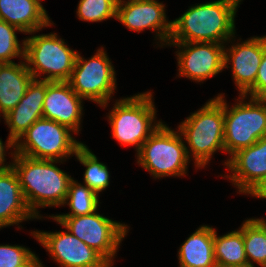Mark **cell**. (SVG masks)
Wrapping results in <instances>:
<instances>
[{"mask_svg": "<svg viewBox=\"0 0 266 267\" xmlns=\"http://www.w3.org/2000/svg\"><path fill=\"white\" fill-rule=\"evenodd\" d=\"M178 46L179 76L201 82L224 69V44L215 42L168 43Z\"/></svg>", "mask_w": 266, "mask_h": 267, "instance_id": "obj_12", "label": "cell"}, {"mask_svg": "<svg viewBox=\"0 0 266 267\" xmlns=\"http://www.w3.org/2000/svg\"><path fill=\"white\" fill-rule=\"evenodd\" d=\"M32 79L25 62L0 63V114L16 107Z\"/></svg>", "mask_w": 266, "mask_h": 267, "instance_id": "obj_20", "label": "cell"}, {"mask_svg": "<svg viewBox=\"0 0 266 267\" xmlns=\"http://www.w3.org/2000/svg\"><path fill=\"white\" fill-rule=\"evenodd\" d=\"M64 204L69 205L72 212L61 215L57 214L53 217L90 215L97 210L99 206V198L98 195L89 187L86 185L83 186L72 179L69 184V189Z\"/></svg>", "mask_w": 266, "mask_h": 267, "instance_id": "obj_25", "label": "cell"}, {"mask_svg": "<svg viewBox=\"0 0 266 267\" xmlns=\"http://www.w3.org/2000/svg\"><path fill=\"white\" fill-rule=\"evenodd\" d=\"M229 109V110H228ZM266 137V98L239 101L229 108L224 100V149L232 156Z\"/></svg>", "mask_w": 266, "mask_h": 267, "instance_id": "obj_8", "label": "cell"}, {"mask_svg": "<svg viewBox=\"0 0 266 267\" xmlns=\"http://www.w3.org/2000/svg\"><path fill=\"white\" fill-rule=\"evenodd\" d=\"M237 267H255V266H254V265H252V264H246V265L237 266Z\"/></svg>", "mask_w": 266, "mask_h": 267, "instance_id": "obj_32", "label": "cell"}, {"mask_svg": "<svg viewBox=\"0 0 266 267\" xmlns=\"http://www.w3.org/2000/svg\"><path fill=\"white\" fill-rule=\"evenodd\" d=\"M214 258L217 267H237L248 264L242 226L223 236L214 230Z\"/></svg>", "mask_w": 266, "mask_h": 267, "instance_id": "obj_22", "label": "cell"}, {"mask_svg": "<svg viewBox=\"0 0 266 267\" xmlns=\"http://www.w3.org/2000/svg\"><path fill=\"white\" fill-rule=\"evenodd\" d=\"M46 95V80L32 79L24 96L14 109L4 115L6 124L10 128L7 139L8 148H14L15 142L37 120L43 118V102Z\"/></svg>", "mask_w": 266, "mask_h": 267, "instance_id": "obj_17", "label": "cell"}, {"mask_svg": "<svg viewBox=\"0 0 266 267\" xmlns=\"http://www.w3.org/2000/svg\"><path fill=\"white\" fill-rule=\"evenodd\" d=\"M57 36L56 33L41 34L24 40V60L33 79H38L41 73H47V76L40 80H69L78 52L71 50Z\"/></svg>", "mask_w": 266, "mask_h": 267, "instance_id": "obj_6", "label": "cell"}, {"mask_svg": "<svg viewBox=\"0 0 266 267\" xmlns=\"http://www.w3.org/2000/svg\"><path fill=\"white\" fill-rule=\"evenodd\" d=\"M164 5L156 0H119L116 19L128 29L140 32L145 28L156 31V37L168 44L172 22H167Z\"/></svg>", "mask_w": 266, "mask_h": 267, "instance_id": "obj_13", "label": "cell"}, {"mask_svg": "<svg viewBox=\"0 0 266 267\" xmlns=\"http://www.w3.org/2000/svg\"><path fill=\"white\" fill-rule=\"evenodd\" d=\"M40 1L0 0V19L27 34L50 26L53 23Z\"/></svg>", "mask_w": 266, "mask_h": 267, "instance_id": "obj_19", "label": "cell"}, {"mask_svg": "<svg viewBox=\"0 0 266 267\" xmlns=\"http://www.w3.org/2000/svg\"><path fill=\"white\" fill-rule=\"evenodd\" d=\"M20 31L17 27L8 24L0 19V63H13L15 57L24 59V40L22 47L17 40L16 32Z\"/></svg>", "mask_w": 266, "mask_h": 267, "instance_id": "obj_28", "label": "cell"}, {"mask_svg": "<svg viewBox=\"0 0 266 267\" xmlns=\"http://www.w3.org/2000/svg\"><path fill=\"white\" fill-rule=\"evenodd\" d=\"M248 94L251 98H266V48L258 68L255 84L244 95H240L239 98L243 100Z\"/></svg>", "mask_w": 266, "mask_h": 267, "instance_id": "obj_29", "label": "cell"}, {"mask_svg": "<svg viewBox=\"0 0 266 267\" xmlns=\"http://www.w3.org/2000/svg\"><path fill=\"white\" fill-rule=\"evenodd\" d=\"M12 168L16 172L26 204L38 219V207L62 206L73 179L54 165L57 160L35 159L13 154Z\"/></svg>", "mask_w": 266, "mask_h": 267, "instance_id": "obj_2", "label": "cell"}, {"mask_svg": "<svg viewBox=\"0 0 266 267\" xmlns=\"http://www.w3.org/2000/svg\"><path fill=\"white\" fill-rule=\"evenodd\" d=\"M182 138L181 133L161 123L137 153L138 164L155 178L184 176L191 153Z\"/></svg>", "mask_w": 266, "mask_h": 267, "instance_id": "obj_5", "label": "cell"}, {"mask_svg": "<svg viewBox=\"0 0 266 267\" xmlns=\"http://www.w3.org/2000/svg\"><path fill=\"white\" fill-rule=\"evenodd\" d=\"M248 194L254 197L266 199V178L263 179L256 187H254Z\"/></svg>", "mask_w": 266, "mask_h": 267, "instance_id": "obj_30", "label": "cell"}, {"mask_svg": "<svg viewBox=\"0 0 266 267\" xmlns=\"http://www.w3.org/2000/svg\"><path fill=\"white\" fill-rule=\"evenodd\" d=\"M248 264L266 267V224L261 219H248L242 224Z\"/></svg>", "mask_w": 266, "mask_h": 267, "instance_id": "obj_23", "label": "cell"}, {"mask_svg": "<svg viewBox=\"0 0 266 267\" xmlns=\"http://www.w3.org/2000/svg\"><path fill=\"white\" fill-rule=\"evenodd\" d=\"M67 82L82 99L92 100L105 108L116 89V78L104 48L98 49L89 60L78 53Z\"/></svg>", "mask_w": 266, "mask_h": 267, "instance_id": "obj_10", "label": "cell"}, {"mask_svg": "<svg viewBox=\"0 0 266 267\" xmlns=\"http://www.w3.org/2000/svg\"><path fill=\"white\" fill-rule=\"evenodd\" d=\"M152 98L151 92L123 98L114 104L108 115L113 138L122 146L135 145L137 153L162 123L154 122L156 110Z\"/></svg>", "mask_w": 266, "mask_h": 267, "instance_id": "obj_4", "label": "cell"}, {"mask_svg": "<svg viewBox=\"0 0 266 267\" xmlns=\"http://www.w3.org/2000/svg\"><path fill=\"white\" fill-rule=\"evenodd\" d=\"M82 98L67 81H46L43 118L54 120L78 133L82 118Z\"/></svg>", "mask_w": 266, "mask_h": 267, "instance_id": "obj_16", "label": "cell"}, {"mask_svg": "<svg viewBox=\"0 0 266 267\" xmlns=\"http://www.w3.org/2000/svg\"><path fill=\"white\" fill-rule=\"evenodd\" d=\"M180 267H217L214 258V228L201 226L178 251Z\"/></svg>", "mask_w": 266, "mask_h": 267, "instance_id": "obj_21", "label": "cell"}, {"mask_svg": "<svg viewBox=\"0 0 266 267\" xmlns=\"http://www.w3.org/2000/svg\"><path fill=\"white\" fill-rule=\"evenodd\" d=\"M224 164L233 172L226 178L237 186L239 193L248 194L266 178V137L238 150Z\"/></svg>", "mask_w": 266, "mask_h": 267, "instance_id": "obj_15", "label": "cell"}, {"mask_svg": "<svg viewBox=\"0 0 266 267\" xmlns=\"http://www.w3.org/2000/svg\"><path fill=\"white\" fill-rule=\"evenodd\" d=\"M75 237L98 252L111 266L127 225L112 221L96 211L90 215L74 217H53Z\"/></svg>", "mask_w": 266, "mask_h": 267, "instance_id": "obj_9", "label": "cell"}, {"mask_svg": "<svg viewBox=\"0 0 266 267\" xmlns=\"http://www.w3.org/2000/svg\"><path fill=\"white\" fill-rule=\"evenodd\" d=\"M241 0H217L190 7L172 21L168 43L224 44L235 35L234 18Z\"/></svg>", "mask_w": 266, "mask_h": 267, "instance_id": "obj_1", "label": "cell"}, {"mask_svg": "<svg viewBox=\"0 0 266 267\" xmlns=\"http://www.w3.org/2000/svg\"><path fill=\"white\" fill-rule=\"evenodd\" d=\"M5 148L6 146H4L3 142L0 139V172L12 168V164L4 165L5 164L4 162L6 160L5 159V153H6Z\"/></svg>", "mask_w": 266, "mask_h": 267, "instance_id": "obj_31", "label": "cell"}, {"mask_svg": "<svg viewBox=\"0 0 266 267\" xmlns=\"http://www.w3.org/2000/svg\"><path fill=\"white\" fill-rule=\"evenodd\" d=\"M36 217L28 208L13 168L0 172V228Z\"/></svg>", "mask_w": 266, "mask_h": 267, "instance_id": "obj_18", "label": "cell"}, {"mask_svg": "<svg viewBox=\"0 0 266 267\" xmlns=\"http://www.w3.org/2000/svg\"><path fill=\"white\" fill-rule=\"evenodd\" d=\"M118 0H80L77 16L80 20L99 22L116 18Z\"/></svg>", "mask_w": 266, "mask_h": 267, "instance_id": "obj_26", "label": "cell"}, {"mask_svg": "<svg viewBox=\"0 0 266 267\" xmlns=\"http://www.w3.org/2000/svg\"><path fill=\"white\" fill-rule=\"evenodd\" d=\"M71 131L54 120L41 118L15 142L13 153L35 159L62 162L63 159L75 154L83 144L72 137Z\"/></svg>", "mask_w": 266, "mask_h": 267, "instance_id": "obj_7", "label": "cell"}, {"mask_svg": "<svg viewBox=\"0 0 266 267\" xmlns=\"http://www.w3.org/2000/svg\"><path fill=\"white\" fill-rule=\"evenodd\" d=\"M266 48V36L253 37L224 49V68L232 62V75L240 95H244L256 81L258 68Z\"/></svg>", "mask_w": 266, "mask_h": 267, "instance_id": "obj_14", "label": "cell"}, {"mask_svg": "<svg viewBox=\"0 0 266 267\" xmlns=\"http://www.w3.org/2000/svg\"><path fill=\"white\" fill-rule=\"evenodd\" d=\"M33 236L62 267H112L98 252L69 231H34Z\"/></svg>", "mask_w": 266, "mask_h": 267, "instance_id": "obj_11", "label": "cell"}, {"mask_svg": "<svg viewBox=\"0 0 266 267\" xmlns=\"http://www.w3.org/2000/svg\"><path fill=\"white\" fill-rule=\"evenodd\" d=\"M85 167L84 183L97 195L109 186V171L107 166L100 163L98 158L82 144L74 154Z\"/></svg>", "mask_w": 266, "mask_h": 267, "instance_id": "obj_24", "label": "cell"}, {"mask_svg": "<svg viewBox=\"0 0 266 267\" xmlns=\"http://www.w3.org/2000/svg\"><path fill=\"white\" fill-rule=\"evenodd\" d=\"M0 267H43L39 258L23 246L0 245Z\"/></svg>", "mask_w": 266, "mask_h": 267, "instance_id": "obj_27", "label": "cell"}, {"mask_svg": "<svg viewBox=\"0 0 266 267\" xmlns=\"http://www.w3.org/2000/svg\"><path fill=\"white\" fill-rule=\"evenodd\" d=\"M224 96L218 95L192 113L178 131L187 141L196 167H205L217 150H224Z\"/></svg>", "mask_w": 266, "mask_h": 267, "instance_id": "obj_3", "label": "cell"}]
</instances>
